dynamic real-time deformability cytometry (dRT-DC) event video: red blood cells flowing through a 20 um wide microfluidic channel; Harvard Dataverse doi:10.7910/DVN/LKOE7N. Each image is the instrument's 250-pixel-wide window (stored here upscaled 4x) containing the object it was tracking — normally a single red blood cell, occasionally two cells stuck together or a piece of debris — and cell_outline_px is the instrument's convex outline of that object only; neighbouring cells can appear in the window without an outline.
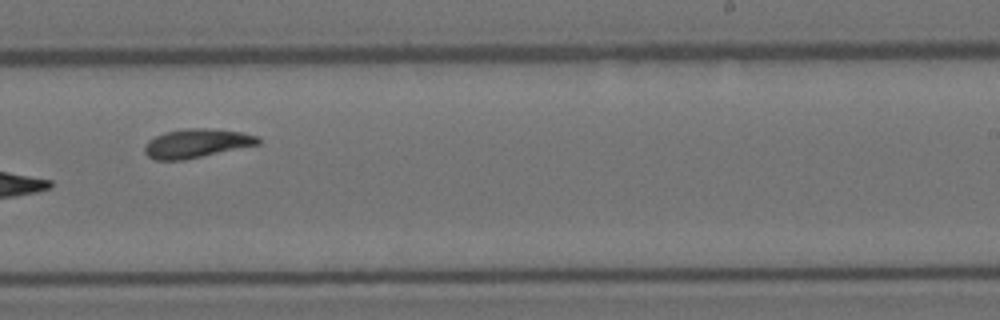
{"species": "Egyptian fruit bat (a non-hibernating species)", "species_latin": "Rousettus aegyptiacus", "temperature_condition": "room temperature", "stored_images_in_passage": 11, "camera_frame_rate_fps": 3000, "um_per_image_px": 0.085, "animal": {"sex": "female"}, "frame": {"image": 1, "passage_image": 10, "time_ms": 3.0, "image_size_px": [1000, 320], "cell_outline_px": [[260, 144], [184, 160], [156, 160], [148, 156], [144, 152], [144, 144], [148, 140], [164, 132], [184, 128], [204, 128], [240, 132], [256, 136], [260, 140]], "centroid_in_image_um": [16.66, 12.18], "position_along_channel_um": 272.3, "area_um2": 19.02}}
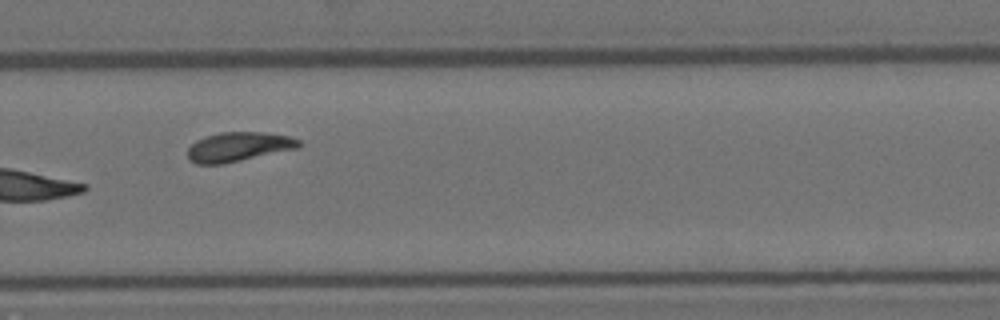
{"frame": {"image": 2, "passage_image": 11, "time_ms": 3.333, "image_size_px": [1000, 320], "cell_outline_px": [[300, 144], [296, 148], [224, 164], [196, 164], [188, 160], [188, 148], [196, 140], [204, 136], [220, 132], [264, 132], [288, 136], [300, 140]], "centroid_in_image_um": [20.21, 12.48], "position_along_channel_um": 309.6, "area_um2": 18.96}}